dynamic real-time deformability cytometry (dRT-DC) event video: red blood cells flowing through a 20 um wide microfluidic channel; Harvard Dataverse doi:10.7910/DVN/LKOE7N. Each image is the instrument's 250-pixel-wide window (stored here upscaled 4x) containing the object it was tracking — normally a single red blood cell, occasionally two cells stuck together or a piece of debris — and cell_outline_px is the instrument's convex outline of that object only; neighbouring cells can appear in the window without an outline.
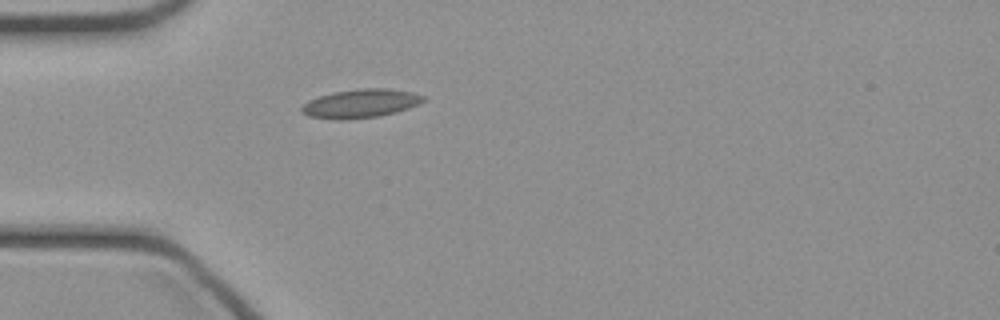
{"species": "common noctule bat (a hibernating species)", "species_latin": "Nyctalus noctula", "temperature_condition": "cold", "stored_images_in_passage": 34, "camera_frame_rate_fps": 3000, "um_per_image_px": 0.085, "animal": {"sex": "female", "body_mass_g": 21.9}, "frame": {"image": 1, "passage_image": 1, "time_ms": 0.0, "image_size_px": [1000, 320], "cell_outline_px": [[424, 100], [420, 104], [396, 112], [380, 116], [308, 116], [300, 112], [300, 108], [308, 100], [332, 92], [360, 88], [384, 88], [412, 92], [424, 96]], "centroid_in_image_um": [30.71, 8.73], "position_along_channel_um": 54.3, "area_um2": 19.31}}
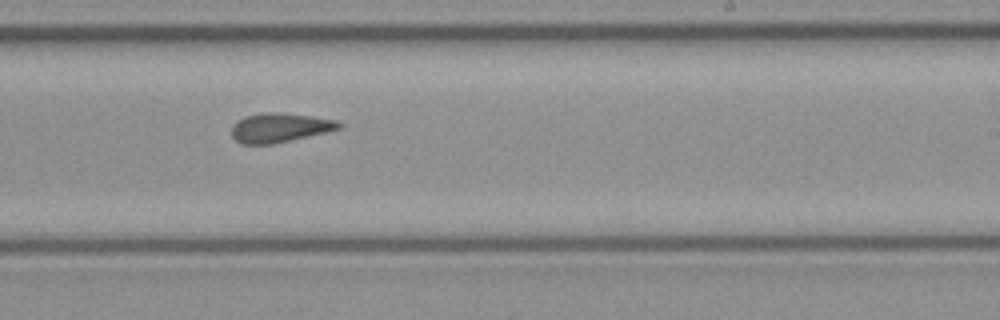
{"frame": {"image": 2, "passage_image": 16, "time_ms": 5.0, "image_size_px": [1000, 320], "cell_outline_px": [[340, 128], [324, 132], [272, 144], [240, 144], [232, 136], [232, 124], [244, 116], [272, 112], [284, 112], [312, 116], [336, 120], [340, 124]], "centroid_in_image_um": [23.72, 10.84], "position_along_channel_um": 265.3, "area_um2": 18.03}}
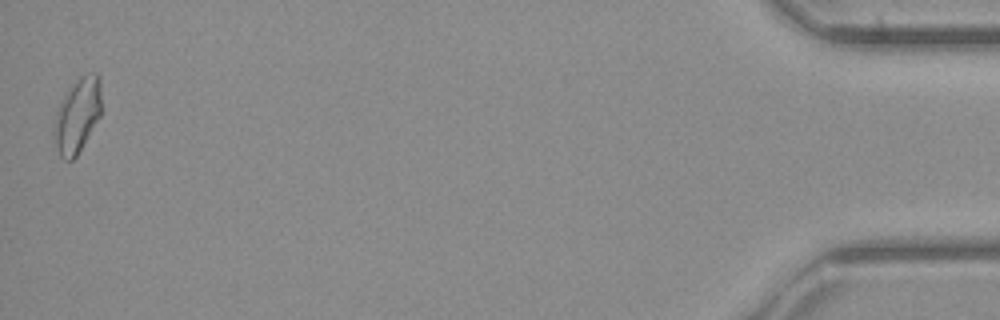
{"frame": {"image": 3, "passage_image": 34, "time_ms": 11.0, "image_size_px": [1000, 320], "cell_outline_px": [[100, 116], [76, 156], [72, 160], [64, 160], [60, 156], [52, 132], [52, 128], [56, 112], [68, 88], [72, 84], [88, 72], [96, 72], [100, 76]], "centroid_in_image_um": [6.56, 9.8], "position_along_channel_um": 428.6, "area_um2": 20.35}}